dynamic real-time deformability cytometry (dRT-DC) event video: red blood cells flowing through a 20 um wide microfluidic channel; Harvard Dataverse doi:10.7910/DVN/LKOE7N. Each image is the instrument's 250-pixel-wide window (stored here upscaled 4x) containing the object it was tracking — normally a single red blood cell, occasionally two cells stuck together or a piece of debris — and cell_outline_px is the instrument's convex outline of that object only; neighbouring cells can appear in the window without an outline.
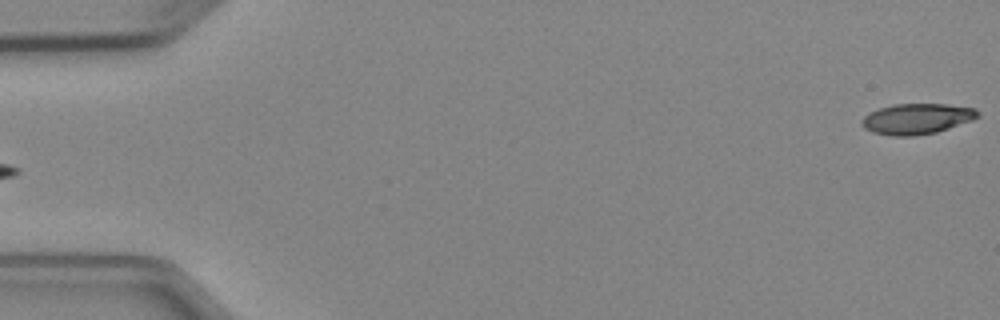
{"species": "Egyptian fruit bat (a non-hibernating species)", "species_latin": "Rousettus aegyptiacus", "temperature_condition": "cold", "stored_images_in_passage": 6, "segment_of_instrument_passage": [2, 2], "camera_frame_rate_fps": 3000, "um_per_image_px": 0.085, "animal": {"sex": "female"}, "frame": {"image": 1, "passage_image": 6, "time_ms": 6.667, "image_size_px": [1000, 320], "cell_outline_px": [[980, 116], [972, 120], [936, 132], [912, 136], [892, 136], [872, 132], [864, 128], [860, 124], [860, 120], [868, 112], [892, 104], [948, 104], [976, 108], [980, 112]], "centroid_in_image_um": [77.91, 10.09], "position_along_channel_um": 7.1, "area_um2": 20.87}}